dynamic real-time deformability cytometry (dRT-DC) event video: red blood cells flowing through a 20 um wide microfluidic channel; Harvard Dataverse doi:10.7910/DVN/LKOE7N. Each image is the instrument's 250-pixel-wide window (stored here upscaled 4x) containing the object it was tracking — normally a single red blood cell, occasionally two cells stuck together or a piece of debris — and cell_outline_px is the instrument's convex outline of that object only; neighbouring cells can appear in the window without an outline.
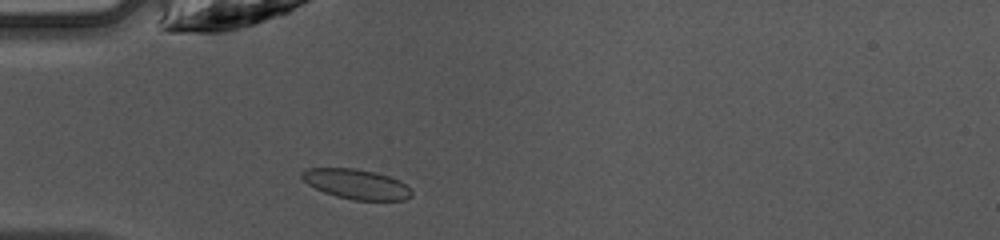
{"species": "common noctule bat (a hibernating species)", "species_latin": "Nyctalus noctula", "temperature_condition": "warm", "stored_images_in_passage": 36, "camera_frame_rate_fps": 3000, "um_per_image_px": 0.085, "animal": {"sex": "female", "body_mass_g": 10.0, "forearm_length_mm": 53.1}, "frame": {"image": 1, "passage_image": 3, "time_ms": 0.667, "image_size_px": [1000, 240], "cell_outline_px": [[412, 196], [404, 200], [352, 200], [336, 196], [324, 192], [308, 184], [300, 176], [300, 172], [308, 168], [352, 168], [376, 172], [400, 180], [412, 192]], "centroid_in_image_um": [30.28, 15.65], "position_along_channel_um": 54.7, "area_um2": 19.07}}
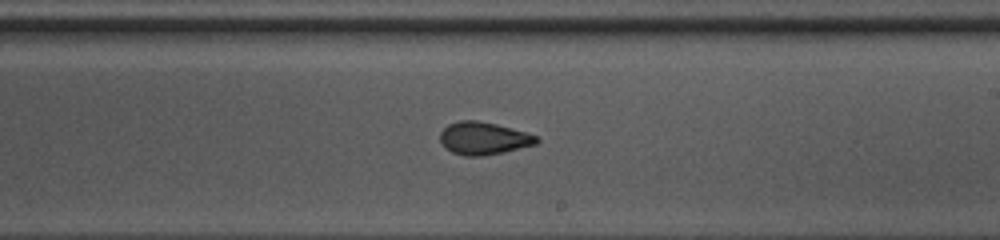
{"frame": {"image": 2, "passage_image": 17, "time_ms": 5.333, "image_size_px": [1000, 240], "cell_outline_px": [[540, 140], [536, 144], [504, 152], [484, 156], [464, 156], [452, 152], [440, 140], [440, 132], [448, 124], [460, 120], [476, 120], [496, 124], [524, 132], [536, 136]], "centroid_in_image_um": [41.09, 11.76], "position_along_channel_um": 247.9, "area_um2": 18.15}}
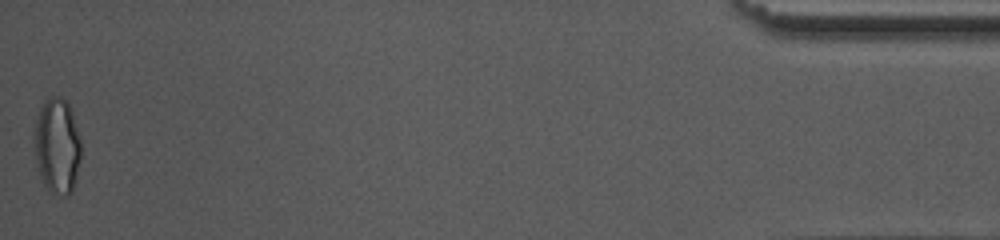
{"frame": {"image": 3, "passage_image": 36, "time_ms": 11.667, "image_size_px": [1000, 240], "cell_outline_px": [[80, 160], [72, 192], [68, 196], [64, 196], [48, 192], [40, 180], [32, 148], [32, 136], [36, 120], [40, 108], [48, 96], [60, 96], [68, 104], [72, 112], [80, 140]], "centroid_in_image_um": [4.8, 12.44], "position_along_channel_um": 430.4, "area_um2": 26.7}, "authors_computed_cell_mechanics": {"area_um2": 18.496, "velocity_mm_per_s": 4.2674, "shape_relaxation_time_tau1_ms": 4.5454, "shape_relaxation_time_tau2_ms": 1.4065, "deformation_change_tau1": 0.1377, "deformation_change_tau2": 0.0741}}